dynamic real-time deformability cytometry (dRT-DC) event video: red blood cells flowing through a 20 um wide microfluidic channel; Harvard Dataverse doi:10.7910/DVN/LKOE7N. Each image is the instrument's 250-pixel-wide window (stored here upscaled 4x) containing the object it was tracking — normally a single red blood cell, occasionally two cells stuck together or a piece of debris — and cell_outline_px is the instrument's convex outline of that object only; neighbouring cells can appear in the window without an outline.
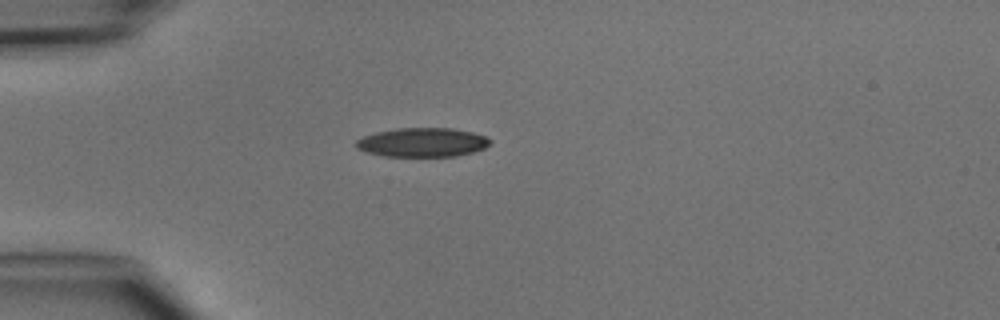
{"species": "common noctule bat (a hibernating species)", "species_latin": "Nyctalus noctula", "temperature_condition": "cold", "stored_images_in_passage": 1, "camera_frame_rate_fps": 3000, "um_per_image_px": 0.085, "animal": {"sex": "male", "body_mass_g": 15.6}, "frame": {"image": 1, "passage_image": 1, "time_ms": 0.0, "image_size_px": [1000, 320], "cell_outline_px": [[492, 140], [484, 148], [472, 152], [456, 156], [384, 156], [368, 152], [356, 148], [356, 140], [364, 136], [376, 132], [396, 128], [452, 128], [472, 132], [488, 136]], "centroid_in_image_um": [35.92, 12.09], "position_along_channel_um": 49.1, "area_um2": 22.66}}